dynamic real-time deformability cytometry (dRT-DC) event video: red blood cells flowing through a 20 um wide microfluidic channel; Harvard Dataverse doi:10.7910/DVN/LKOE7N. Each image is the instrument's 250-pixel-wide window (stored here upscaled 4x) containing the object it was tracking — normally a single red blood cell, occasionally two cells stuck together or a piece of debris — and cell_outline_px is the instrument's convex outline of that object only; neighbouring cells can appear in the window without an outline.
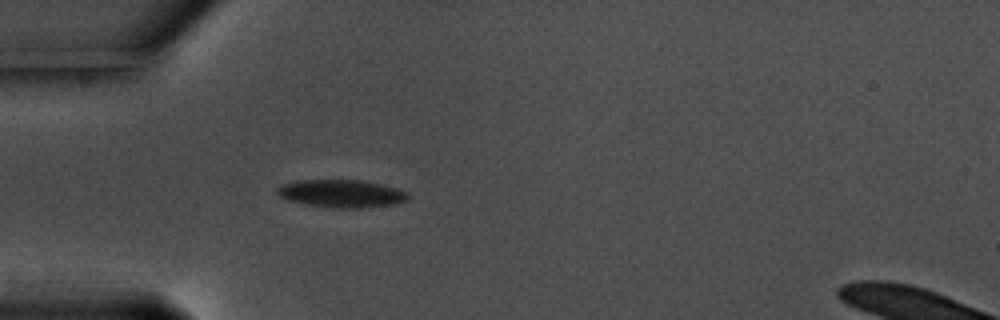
{"species": "common noctule bat (a hibernating species)", "species_latin": "Nyctalus noctula", "temperature_condition": "warm", "stored_images_in_passage": 41, "camera_frame_rate_fps": 3000, "um_per_image_px": 0.085, "animal": {"sex": "male", "body_mass_g": 17.5, "forearm_length_mm": 52.3}, "frame": {"image": 1, "passage_image": 1, "time_ms": 0.0, "image_size_px": [1000, 320], "cell_outline_px": [[408, 200], [396, 204], [356, 208], [332, 208], [308, 204], [288, 200], [280, 196], [276, 192], [276, 188], [284, 184], [300, 180], [360, 180], [380, 184], [396, 188], [408, 192]], "centroid_in_image_um": [29.04, 16.45], "position_along_channel_um": 56.0, "area_um2": 20.98}}
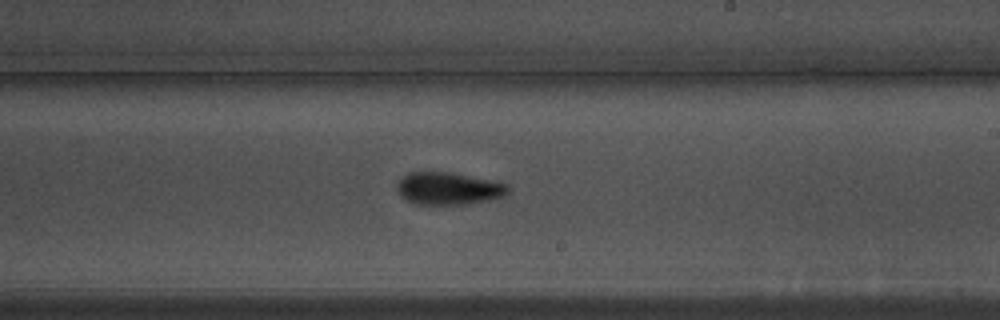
{"frame": {"image": 2, "passage_image": 18, "time_ms": 5.667, "image_size_px": [1000, 320], "cell_outline_px": [[512, 192], [504, 196], [488, 200], [464, 204], [416, 204], [400, 196], [396, 188], [396, 184], [408, 172], [452, 172], [508, 184], [512, 188]], "centroid_in_image_um": [38.15, 16.02], "position_along_channel_um": 250.8, "area_um2": 21.04}}
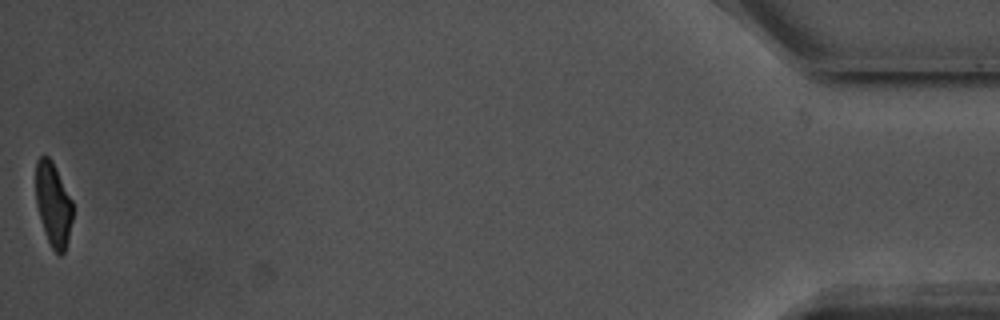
{"frame": {"image": 3, "passage_image": 41, "time_ms": 13.333, "image_size_px": [1000, 320], "cell_outline_px": [[72, 220], [68, 240], [64, 252], [60, 256], [52, 248], [44, 232], [36, 204], [36, 160], [40, 156], [48, 156], [52, 160], [72, 200]], "centroid_in_image_um": [4.52, 17.37], "position_along_channel_um": 430.7, "area_um2": 17.98}, "authors_computed_cell_mechanics": {"area_um2": 20.4612, "velocity_mm_per_s": 3.5709, "shape_relaxation_time_tau1_ms": 2.6597, "shape_relaxation_time_tau2_ms": 1.7775, "deformation_change_tau1": 0.1374, "deformation_change_tau2": 0.0915}}